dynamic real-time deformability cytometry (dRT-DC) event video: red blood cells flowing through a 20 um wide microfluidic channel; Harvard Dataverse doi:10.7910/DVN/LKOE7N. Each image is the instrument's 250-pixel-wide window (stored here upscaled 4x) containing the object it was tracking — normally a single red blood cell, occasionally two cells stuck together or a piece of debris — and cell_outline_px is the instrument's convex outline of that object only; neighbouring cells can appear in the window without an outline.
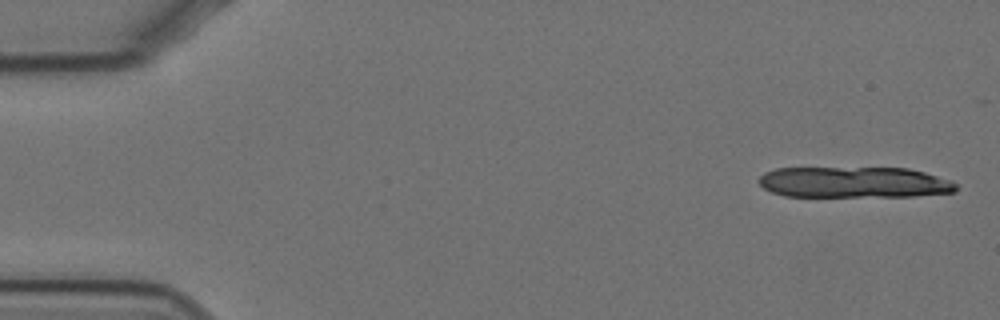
{"species": "Egyptian fruit bat (a non-hibernating species)", "species_latin": "Rousettus aegyptiacus", "temperature_condition": "cold", "stored_images_in_passage": 12, "camera_frame_rate_fps": 3000, "um_per_image_px": 0.085, "animal": {"sex": "female"}, "frame": {"image": 1, "passage_image": 2, "time_ms": 0.333, "image_size_px": [1000, 320], "cell_outline_px": [[960, 188], [956, 192], [912, 196], [784, 196], [772, 192], [764, 188], [756, 180], [764, 172], [776, 168], [908, 168], [924, 172], [952, 180]], "centroid_in_image_um": [72.61, 15.49], "position_along_channel_um": 12.4, "area_um2": 35.84}}